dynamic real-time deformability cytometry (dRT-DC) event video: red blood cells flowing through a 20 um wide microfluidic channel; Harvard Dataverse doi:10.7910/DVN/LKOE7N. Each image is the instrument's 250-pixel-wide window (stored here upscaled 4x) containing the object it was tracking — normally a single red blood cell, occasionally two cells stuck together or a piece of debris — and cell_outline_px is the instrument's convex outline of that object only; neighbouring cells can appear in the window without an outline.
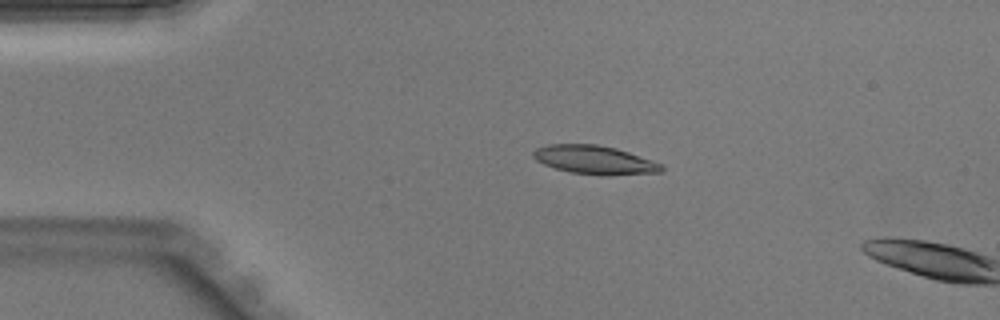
{"species": "Egyptian fruit bat (a non-hibernating species)", "species_latin": "Rousettus aegyptiacus", "temperature_condition": "warm", "stored_images_in_passage": 3, "camera_frame_rate_fps": 3000, "um_per_image_px": 0.085, "animal": {"sex": "male"}, "frame": {"image": 1, "passage_image": 1, "time_ms": 0.0, "image_size_px": [1000, 320], "cell_outline_px": [[664, 172], [608, 176], [604, 176], [568, 172], [544, 164], [536, 160], [532, 156], [532, 152], [536, 148], [548, 144], [596, 144], [616, 148], [664, 164]], "centroid_in_image_um": [50.57, 13.6], "position_along_channel_um": 34.4, "area_um2": 21.68}}